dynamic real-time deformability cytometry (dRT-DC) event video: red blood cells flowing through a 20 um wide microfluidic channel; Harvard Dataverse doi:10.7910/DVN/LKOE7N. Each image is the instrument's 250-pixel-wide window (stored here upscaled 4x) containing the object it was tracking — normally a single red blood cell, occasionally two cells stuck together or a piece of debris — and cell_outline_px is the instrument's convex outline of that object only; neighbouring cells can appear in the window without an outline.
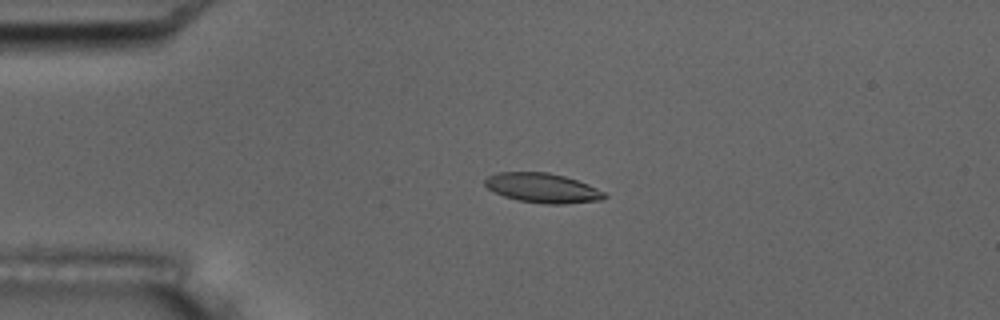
{"species": "common noctule bat (a hibernating species)", "species_latin": "Nyctalus noctula", "temperature_condition": "room temperature", "stored_images_in_passage": 5, "camera_frame_rate_fps": 3000, "um_per_image_px": 0.085, "animal": {"sex": "male", "body_mass_g": 17.5, "forearm_length_mm": 52.3}, "frame": {"image": 1, "passage_image": 4, "time_ms": 4.333, "image_size_px": [1000, 320], "cell_outline_px": [[608, 196], [604, 200], [564, 204], [544, 204], [520, 200], [504, 196], [488, 188], [484, 184], [484, 180], [488, 176], [496, 172], [548, 172], [564, 176], [588, 184], [604, 192]], "centroid_in_image_um": [46.14, 15.98], "position_along_channel_um": 38.9, "area_um2": 20.58}}